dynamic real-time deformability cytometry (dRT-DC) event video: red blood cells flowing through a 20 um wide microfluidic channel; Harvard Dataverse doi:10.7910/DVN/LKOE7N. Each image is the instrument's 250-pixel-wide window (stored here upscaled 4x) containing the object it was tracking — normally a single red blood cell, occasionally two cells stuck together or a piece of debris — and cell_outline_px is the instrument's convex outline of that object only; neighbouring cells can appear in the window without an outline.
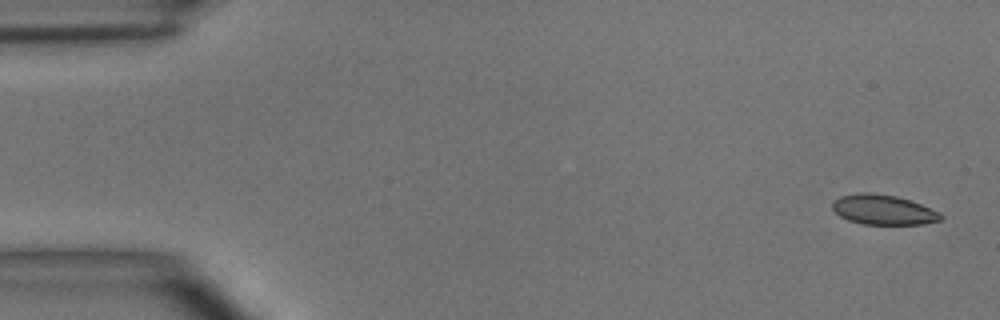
{"species": "common noctule bat (a hibernating species)", "species_latin": "Nyctalus noctula", "temperature_condition": "room temperature", "stored_images_in_passage": 4, "camera_frame_rate_fps": 3000, "um_per_image_px": 0.085, "animal": {"sex": "male", "body_mass_g": 15.6}, "frame": {"image": 1, "passage_image": 1, "time_ms": 0.0, "image_size_px": [1000, 320], "cell_outline_px": [[944, 216], [940, 220], [924, 224], [864, 224], [848, 220], [840, 216], [832, 208], [832, 200], [840, 196], [860, 192], [868, 192], [896, 196], [920, 204], [940, 212]], "centroid_in_image_um": [75.06, 17.82], "position_along_channel_um": 9.9, "area_um2": 18.84}}
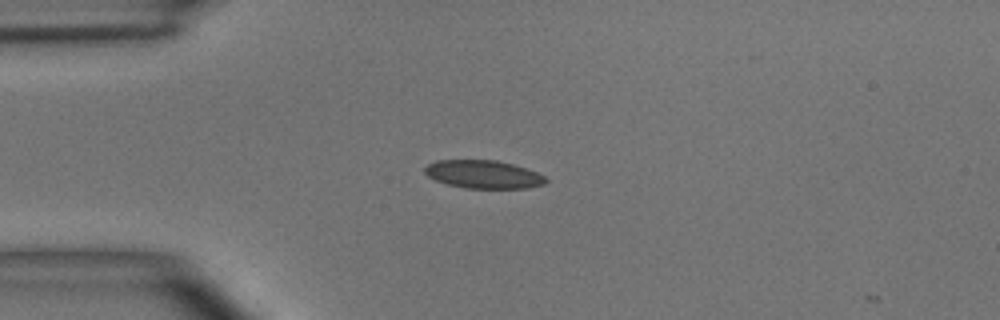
{"frame": {"image": 2, "passage_image": 4, "time_ms": 3.667, "image_size_px": [1000, 320], "cell_outline_px": [[548, 180], [544, 184], [528, 188], [468, 188], [448, 184], [436, 180], [428, 176], [424, 172], [424, 168], [428, 164], [436, 160], [496, 160], [512, 164], [536, 172], [544, 176]], "centroid_in_image_um": [41.08, 14.82], "position_along_channel_um": 43.9, "area_um2": 19.65}}